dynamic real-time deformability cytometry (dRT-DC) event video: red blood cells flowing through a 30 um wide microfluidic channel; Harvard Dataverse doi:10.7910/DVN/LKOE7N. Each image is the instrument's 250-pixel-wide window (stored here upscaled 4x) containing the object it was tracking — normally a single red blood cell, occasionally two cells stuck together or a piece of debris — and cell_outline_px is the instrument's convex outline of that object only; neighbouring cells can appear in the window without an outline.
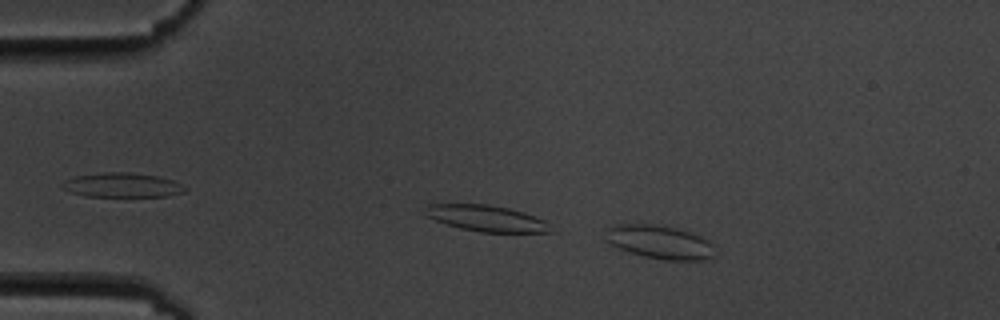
{"species": "common noctule bat (a hibernating species)", "species_latin": "Nyctalus noctula", "temperature_condition": "cold", "stored_images_in_passage": 6, "camera_frame_rate_fps": 3000, "um_per_image_px": 0.085, "animal": {"sex": "male", "body_mass_g": 19.5, "forearm_length_mm": 54.6}, "frame": {"image": 1, "passage_image": 3, "time_ms": 2.333, "image_size_px": [1000, 320], "cell_outline_px": [[712, 256], [704, 260], [664, 260], [644, 256], [628, 252], [604, 240], [604, 228], [616, 224], [664, 224], [692, 232], [708, 240], [712, 244]], "centroid_in_image_um": [56.01, 20.54], "position_along_channel_um": 29.0, "area_um2": 21.68}}